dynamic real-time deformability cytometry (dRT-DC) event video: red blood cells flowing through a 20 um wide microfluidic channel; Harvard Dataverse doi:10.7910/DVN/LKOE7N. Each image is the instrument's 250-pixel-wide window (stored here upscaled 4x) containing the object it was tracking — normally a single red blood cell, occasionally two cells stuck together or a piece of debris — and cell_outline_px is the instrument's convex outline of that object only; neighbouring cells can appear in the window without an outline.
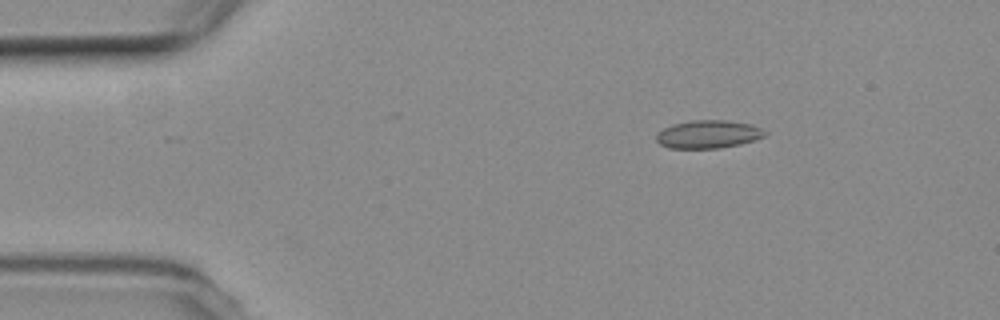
{"species": "common noctule bat (a hibernating species)", "species_latin": "Nyctalus noctula", "temperature_condition": "room temperature", "stored_images_in_passage": 5, "camera_frame_rate_fps": 3000, "um_per_image_px": 0.085, "animal": {"sex": "female", "body_mass_g": 19.3, "forearm_length_mm": 54.1}, "frame": {"image": 1, "passage_image": 3, "time_ms": 2.333, "image_size_px": [1000, 320], "cell_outline_px": [[768, 132], [764, 136], [740, 144], [720, 148], [668, 148], [660, 144], [656, 140], [656, 132], [672, 124], [692, 120], [724, 120], [752, 124]], "centroid_in_image_um": [60.17, 11.41], "position_along_channel_um": 24.8, "area_um2": 17.74}}